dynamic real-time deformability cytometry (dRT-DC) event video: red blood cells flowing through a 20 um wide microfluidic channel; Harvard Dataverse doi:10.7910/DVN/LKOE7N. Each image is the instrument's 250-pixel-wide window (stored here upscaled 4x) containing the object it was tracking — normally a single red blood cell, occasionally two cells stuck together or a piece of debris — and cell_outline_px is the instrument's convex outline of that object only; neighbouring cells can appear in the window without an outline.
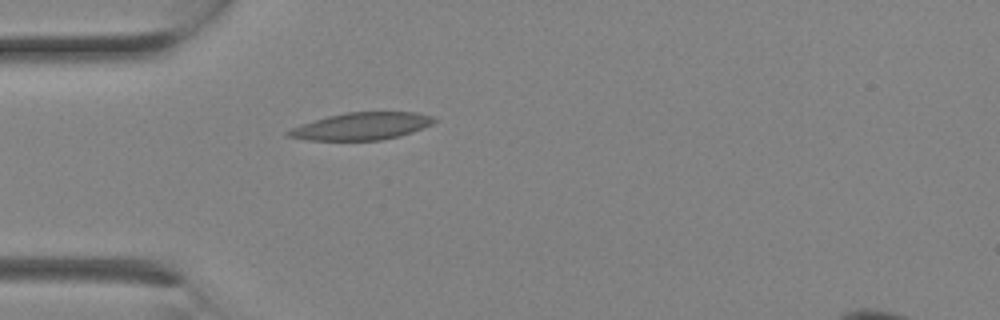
{"species": "Egyptian fruit bat (a non-hibernating species)", "species_latin": "Rousettus aegyptiacus", "temperature_condition": "room temperature", "stored_images_in_passage": 2, "camera_frame_rate_fps": 3000, "um_per_image_px": 0.085, "animal": {"sex": "female"}, "frame": {"image": 1, "passage_image": 2, "time_ms": 0.333, "image_size_px": [1000, 320], "cell_outline_px": [[436, 120], [432, 124], [424, 128], [412, 132], [380, 140], [308, 140], [284, 136], [284, 132], [300, 124], [328, 116], [348, 112], [416, 112], [432, 116]], "centroid_in_image_um": [30.69, 10.73], "position_along_channel_um": 54.3, "area_um2": 23.12}}